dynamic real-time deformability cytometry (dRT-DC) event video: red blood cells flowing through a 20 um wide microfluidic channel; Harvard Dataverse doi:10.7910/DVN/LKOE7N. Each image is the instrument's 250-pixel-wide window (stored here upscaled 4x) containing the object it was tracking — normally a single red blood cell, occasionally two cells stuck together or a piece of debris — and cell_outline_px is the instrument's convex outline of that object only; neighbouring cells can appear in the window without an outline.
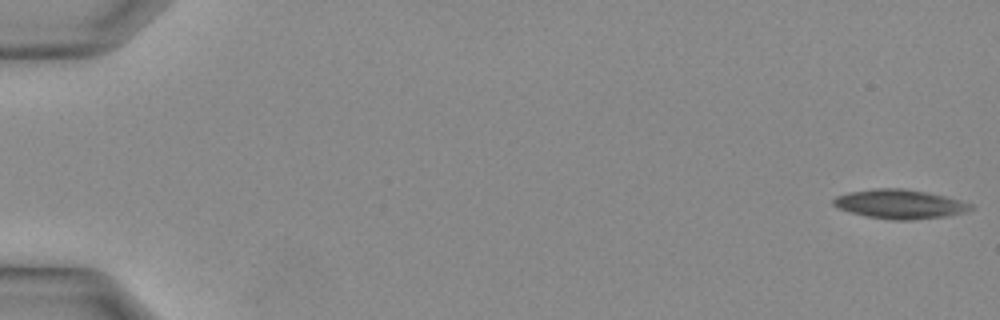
{"species": "Egyptian fruit bat (a non-hibernating species)", "species_latin": "Rousettus aegyptiacus", "temperature_condition": "warm", "stored_images_in_passage": 34, "camera_frame_rate_fps": 3000, "um_per_image_px": 0.085, "animal": {"sex": "female"}, "frame": {"image": 1, "passage_image": 1, "time_ms": 0.0, "image_size_px": [1000, 320], "cell_outline_px": [[972, 208], [964, 212], [948, 216], [912, 220], [888, 220], [868, 216], [852, 212], [840, 208], [832, 204], [832, 200], [836, 196], [848, 192], [876, 188], [900, 188], [924, 192], [944, 196], [960, 200], [972, 204]], "centroid_in_image_um": [76.47, 17.35], "position_along_channel_um": 8.5, "area_um2": 23.12}}
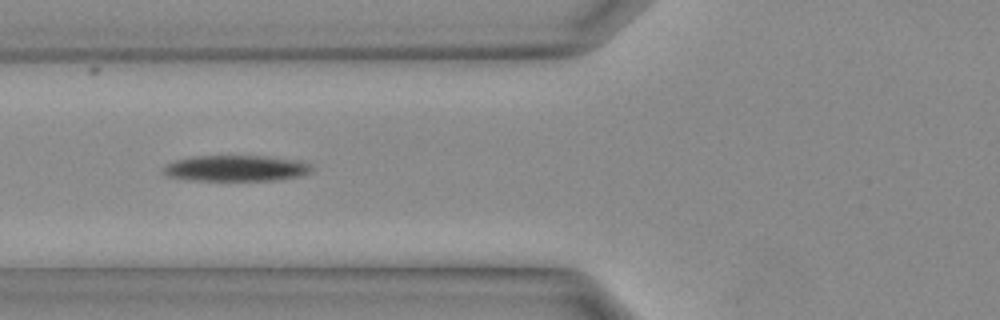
{"frame": {"image": 2, "passage_image": 14, "time_ms": 4.333, "image_size_px": [1000, 320], "cell_outline_px": [[312, 168], [308, 172], [300, 176], [276, 180], [188, 180], [164, 176], [160, 172], [168, 164], [176, 160], [192, 156], [264, 156], [296, 160], [308, 164]], "centroid_in_image_um": [19.97, 14.31], "position_along_channel_um": 105.8, "area_um2": 22.31}}
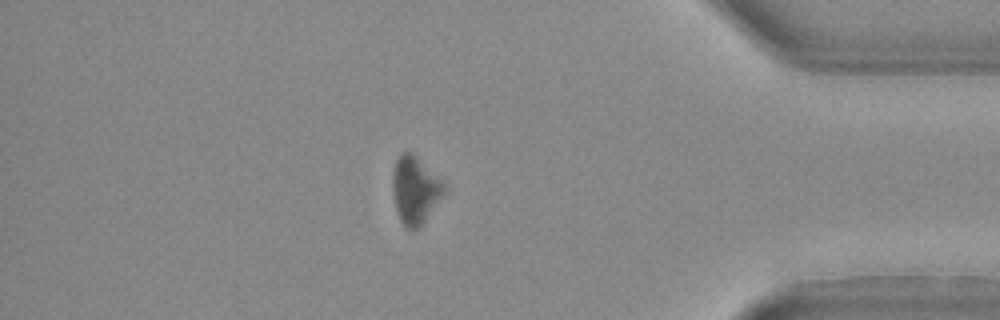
{"frame": {"image": 3, "passage_image": 30, "time_ms": 9.667, "image_size_px": [1000, 320], "cell_outline_px": [[444, 192], [424, 220], [416, 228], [408, 228], [400, 220], [396, 208], [392, 188], [392, 176], [396, 160], [404, 152], [412, 152], [444, 184]], "centroid_in_image_um": [35.24, 16.12], "position_along_channel_um": 400.0, "area_um2": 19.25}}